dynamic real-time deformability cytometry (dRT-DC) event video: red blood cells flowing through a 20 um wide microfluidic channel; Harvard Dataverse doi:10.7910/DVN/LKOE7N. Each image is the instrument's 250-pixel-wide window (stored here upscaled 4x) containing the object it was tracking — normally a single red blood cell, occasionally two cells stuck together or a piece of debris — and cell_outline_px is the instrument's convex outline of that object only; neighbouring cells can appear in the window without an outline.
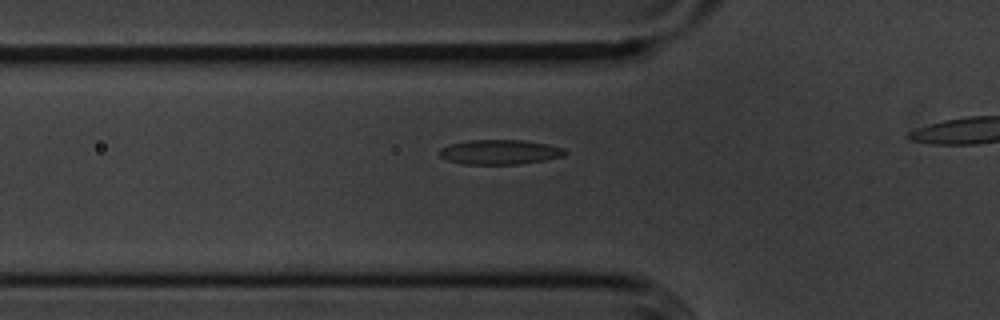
{"species": "common noctule bat (a hibernating species)", "species_latin": "Nyctalus noctula", "temperature_condition": "cold", "stored_images_in_passage": 14, "camera_frame_rate_fps": 3000, "um_per_image_px": 0.085, "animal": {"sex": "male", "body_mass_g": 20.1, "forearm_length_mm": 53.5}, "frame": {"image": 1, "passage_image": 5, "time_ms": 1.333, "image_size_px": [1000, 320], "cell_outline_px": [[568, 152], [564, 156], [544, 160], [520, 164], [464, 164], [448, 160], [440, 156], [436, 152], [440, 148], [448, 144], [468, 140], [524, 140], [548, 144], [564, 148]], "centroid_in_image_um": [42.47, 12.92], "position_along_channel_um": 83.3, "area_um2": 18.26}}
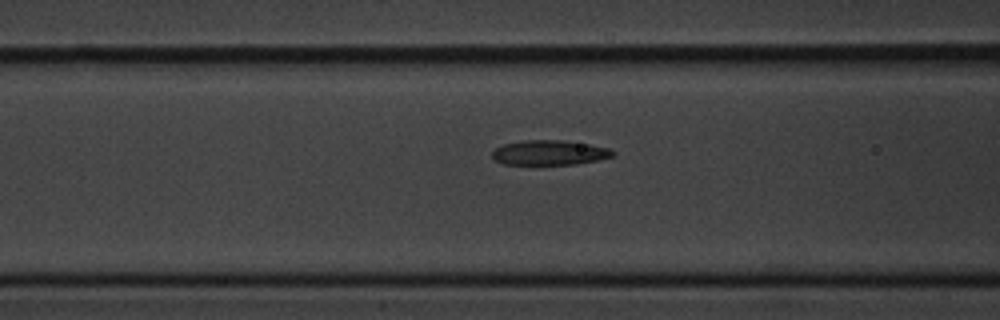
{"frame": {"image": 2, "passage_image": 8, "time_ms": 2.333, "image_size_px": [1000, 320], "cell_outline_px": [[616, 152], [612, 156], [596, 160], [576, 164], [504, 164], [496, 160], [492, 156], [492, 152], [496, 148], [504, 144], [524, 140], [564, 140], [588, 144], [608, 148]], "centroid_in_image_um": [46.7, 12.97], "position_along_channel_um": 119.9, "area_um2": 17.22}}
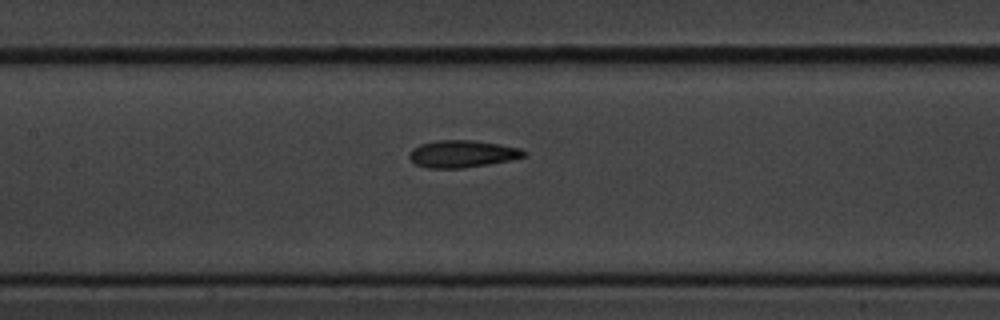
{"frame": {"image": 3, "passage_image": 12, "time_ms": 3.667, "image_size_px": [1000, 320], "cell_outline_px": [[528, 152], [524, 156], [508, 160], [488, 164], [460, 168], [428, 168], [416, 164], [408, 156], [412, 148], [420, 144], [436, 140], [472, 140], [520, 148]], "centroid_in_image_um": [39.26, 13.07], "position_along_channel_um": 168.1, "area_um2": 17.92}}